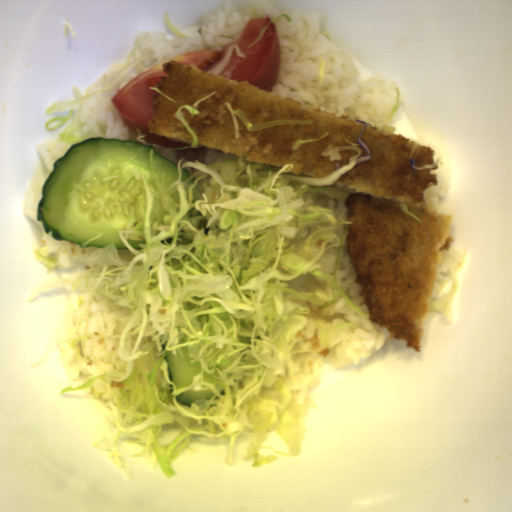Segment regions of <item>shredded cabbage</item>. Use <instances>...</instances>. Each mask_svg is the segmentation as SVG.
<instances>
[{"label":"shredded cabbage","instance_id":"4","mask_svg":"<svg viewBox=\"0 0 512 512\" xmlns=\"http://www.w3.org/2000/svg\"><path fill=\"white\" fill-rule=\"evenodd\" d=\"M222 104L226 105L228 111L232 115L233 123H234V127H235L234 136L236 139L240 138V135H241L240 126H239L237 117L244 124L245 128L251 132L257 131V130H260L263 128H272L274 126L281 125V124H309V125L313 124V120H310L308 118H277V119H274V120H271L268 122L250 123L240 108H236L235 110H232L230 103H228L227 101Z\"/></svg>","mask_w":512,"mask_h":512},{"label":"shredded cabbage","instance_id":"5","mask_svg":"<svg viewBox=\"0 0 512 512\" xmlns=\"http://www.w3.org/2000/svg\"><path fill=\"white\" fill-rule=\"evenodd\" d=\"M216 93V92H215ZM215 93L213 94H210V95H207V96H204L198 100H196L194 102L193 105H190V104H184V105H181L179 106L178 110H177V113L175 115V117L182 123V125L185 127V129L189 132V134L192 136V140H191V148H197V146L199 145L198 143V139H197V136L196 134L194 133V131L191 129V127L189 126V124L187 123V121L185 120V118L183 117L182 115V109L186 108L187 112H189L190 114L192 115H199V110L197 108V106L205 101L206 99L210 98L211 96H213Z\"/></svg>","mask_w":512,"mask_h":512},{"label":"shredded cabbage","instance_id":"2","mask_svg":"<svg viewBox=\"0 0 512 512\" xmlns=\"http://www.w3.org/2000/svg\"><path fill=\"white\" fill-rule=\"evenodd\" d=\"M149 32L138 34L126 58L119 63L106 67L105 73L95 84L87 88L84 96L73 85L71 95L75 98L51 102L45 111L46 115L69 113L64 118H51L46 122V130L59 131L64 127L56 137L70 145L88 138L90 136L89 132L82 130L85 125L81 118L83 100L97 95H108L111 98L118 97L119 90L147 70L144 64L147 58L153 55L149 52H142L140 47Z\"/></svg>","mask_w":512,"mask_h":512},{"label":"shredded cabbage","instance_id":"6","mask_svg":"<svg viewBox=\"0 0 512 512\" xmlns=\"http://www.w3.org/2000/svg\"><path fill=\"white\" fill-rule=\"evenodd\" d=\"M35 261L45 265L48 268L47 273H52L59 265L56 253L48 254L45 245L38 251L32 253Z\"/></svg>","mask_w":512,"mask_h":512},{"label":"shredded cabbage","instance_id":"1","mask_svg":"<svg viewBox=\"0 0 512 512\" xmlns=\"http://www.w3.org/2000/svg\"><path fill=\"white\" fill-rule=\"evenodd\" d=\"M353 150L348 165L324 178L242 158L207 165L178 158L179 176L165 183L149 155L152 175L141 178L143 223L120 230L131 260L111 243L73 258L81 266L35 291L68 285L92 293L125 313L113 355L123 365L70 390L93 387L110 405L118 426L111 443L91 447L131 481L120 453L123 437L139 451L127 456L158 463L172 478V463L195 439L228 437L226 462H235L236 438L256 433L242 459L254 466L274 461L272 450L299 456L311 403L295 388L297 359L311 317L308 305L327 308L337 297L363 318L364 307L342 286V248L349 236L345 203L354 189L336 181L357 165V146L328 145L329 162ZM145 241L136 251L128 241ZM31 299V300H32ZM187 348L201 368L178 388L165 356ZM210 390L189 406L181 392ZM276 433L289 453L263 446Z\"/></svg>","mask_w":512,"mask_h":512},{"label":"shredded cabbage","instance_id":"3","mask_svg":"<svg viewBox=\"0 0 512 512\" xmlns=\"http://www.w3.org/2000/svg\"><path fill=\"white\" fill-rule=\"evenodd\" d=\"M465 260L466 251L463 249L462 259L459 260L457 267L454 269L452 275L440 285V288L444 290L445 286L452 279L451 290L440 295L437 300L429 301L428 312L425 316L424 325L431 321L437 313H442L446 321L453 325V298L459 288L457 272L463 268Z\"/></svg>","mask_w":512,"mask_h":512}]
</instances>
